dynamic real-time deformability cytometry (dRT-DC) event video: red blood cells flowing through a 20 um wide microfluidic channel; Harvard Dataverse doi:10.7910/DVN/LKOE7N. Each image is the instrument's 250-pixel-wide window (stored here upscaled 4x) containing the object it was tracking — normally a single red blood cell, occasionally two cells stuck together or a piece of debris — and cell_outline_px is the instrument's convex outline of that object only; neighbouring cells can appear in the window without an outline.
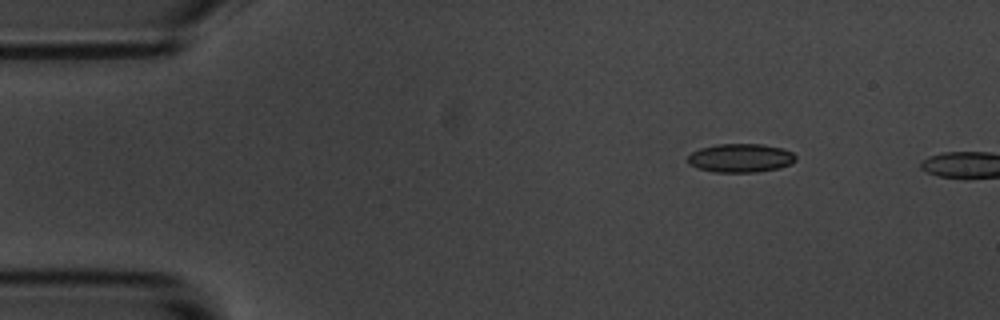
{"species": "common noctule bat (a hibernating species)", "species_latin": "Nyctalus noctula", "temperature_condition": "room temperature", "stored_images_in_passage": 2, "camera_frame_rate_fps": 3000, "um_per_image_px": 0.085, "animal": {"sex": "male", "body_mass_g": 20.1, "forearm_length_mm": 53.5}, "frame": {"image": 1, "passage_image": 1, "time_ms": 0.0, "image_size_px": [1000, 320], "cell_outline_px": [[796, 160], [792, 164], [780, 168], [756, 172], [712, 172], [696, 168], [688, 164], [688, 156], [692, 152], [700, 148], [716, 144], [764, 144], [784, 148], [792, 152], [796, 156]], "centroid_in_image_um": [62.96, 13.43], "position_along_channel_um": 22.0, "area_um2": 18.32}}